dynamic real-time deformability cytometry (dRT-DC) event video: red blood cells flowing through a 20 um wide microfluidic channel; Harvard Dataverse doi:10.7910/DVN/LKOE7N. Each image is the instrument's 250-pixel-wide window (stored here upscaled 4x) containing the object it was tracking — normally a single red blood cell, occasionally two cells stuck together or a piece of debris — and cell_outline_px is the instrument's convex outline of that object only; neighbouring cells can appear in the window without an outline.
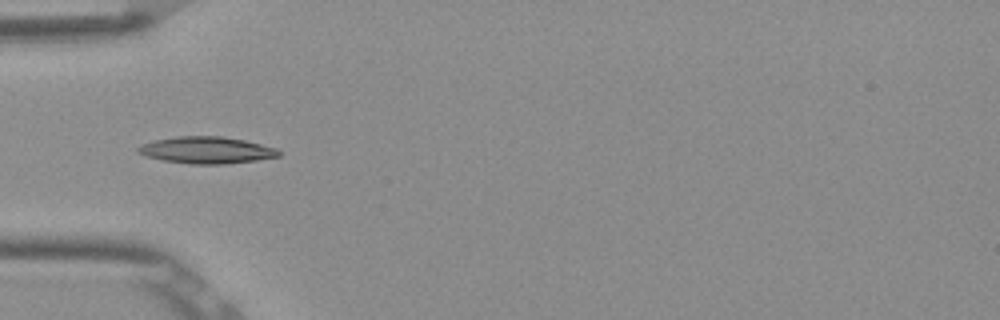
{"species": "Egyptian fruit bat (a non-hibernating species)", "species_latin": "Rousettus aegyptiacus", "temperature_condition": "room temperature", "stored_images_in_passage": 6, "camera_frame_rate_fps": 3000, "um_per_image_px": 0.085, "frame": {"image": 1, "passage_image": 5, "time_ms": 1.333, "image_size_px": [1000, 320], "cell_outline_px": [[280, 156], [256, 160], [224, 164], [192, 164], [164, 160], [144, 156], [136, 152], [136, 148], [152, 140], [176, 136], [220, 136], [244, 140], [276, 148], [280, 152]], "centroid_in_image_um": [17.52, 12.76], "position_along_channel_um": 67.5, "area_um2": 21.91}}
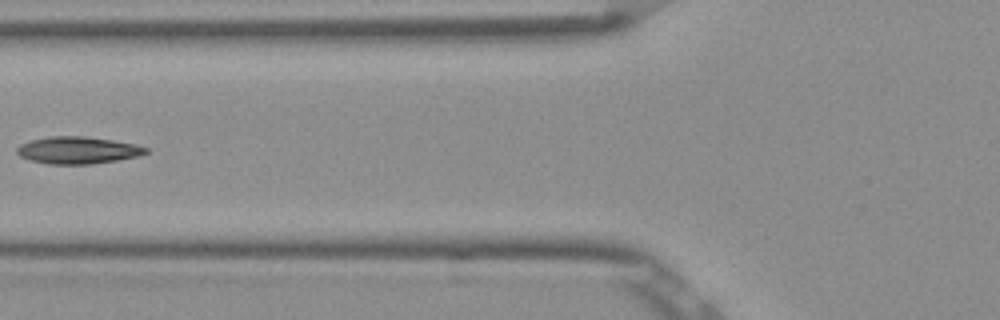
{"frame": {"image": 2, "passage_image": 6, "time_ms": 1.667, "image_size_px": [1000, 320], "cell_outline_px": [[148, 152], [136, 156], [116, 160], [88, 164], [48, 164], [32, 160], [20, 156], [16, 152], [16, 148], [20, 144], [32, 140], [52, 136], [84, 136], [112, 140], [136, 144], [148, 148]], "centroid_in_image_um": [6.6, 12.76], "position_along_channel_um": 119.2, "area_um2": 20.11}}